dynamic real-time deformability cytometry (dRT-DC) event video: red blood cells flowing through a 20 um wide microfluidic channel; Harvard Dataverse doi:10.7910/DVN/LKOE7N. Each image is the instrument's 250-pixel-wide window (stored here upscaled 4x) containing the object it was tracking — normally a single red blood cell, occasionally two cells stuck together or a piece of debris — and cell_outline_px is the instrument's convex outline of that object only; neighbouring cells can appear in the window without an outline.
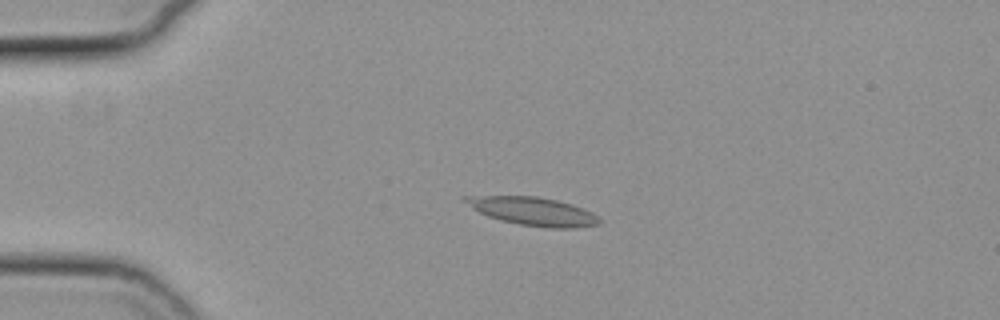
{"species": "common noctule bat (a hibernating species)", "species_latin": "Nyctalus noctula", "temperature_condition": "cold", "stored_images_in_passage": 25, "camera_frame_rate_fps": 3000, "um_per_image_px": 0.085, "animal": {"sex": "female", "body_mass_g": 19.3, "forearm_length_mm": 54.1}, "frame": {"image": 1, "passage_image": 14, "time_ms": 4.333, "image_size_px": [1000, 320], "cell_outline_px": [[600, 224], [576, 228], [548, 228], [520, 224], [500, 220], [488, 216], [472, 208], [460, 200], [460, 196], [536, 196], [556, 200], [572, 204], [592, 212], [600, 220]], "centroid_in_image_um": [45.27, 17.95], "position_along_channel_um": 39.7, "area_um2": 22.08}}